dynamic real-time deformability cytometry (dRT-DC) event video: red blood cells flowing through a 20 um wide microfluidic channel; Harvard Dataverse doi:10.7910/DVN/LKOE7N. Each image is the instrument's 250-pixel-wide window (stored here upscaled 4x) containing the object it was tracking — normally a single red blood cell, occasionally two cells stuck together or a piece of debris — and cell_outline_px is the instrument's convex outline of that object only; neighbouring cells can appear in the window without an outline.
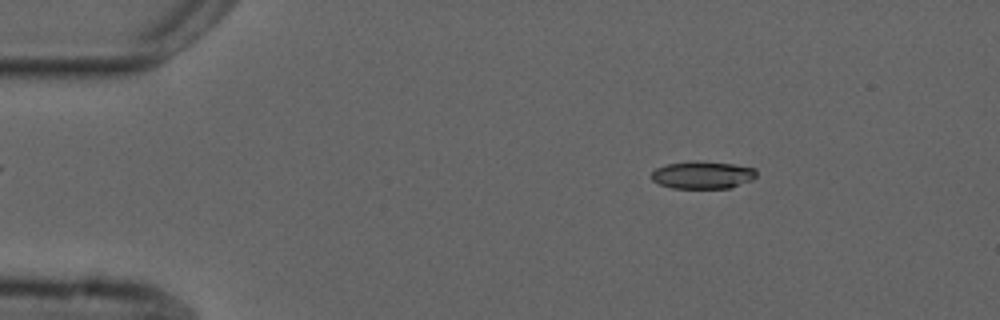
{"species": "common noctule bat (a hibernating species)", "species_latin": "Nyctalus noctula", "temperature_condition": "cold", "stored_images_in_passage": 54, "camera_frame_rate_fps": 3000, "um_per_image_px": 0.085, "animal": {"sex": "male", "forearm_length_mm": 52.5}, "frame": {"image": 1, "passage_image": 8, "time_ms": 2.333, "image_size_px": [1000, 320], "cell_outline_px": [[756, 176], [752, 180], [732, 188], [672, 188], [660, 184], [652, 180], [652, 172], [656, 168], [668, 164], [692, 160], [696, 160], [732, 164], [756, 168]], "centroid_in_image_um": [59.74, 14.87], "position_along_channel_um": 25.3, "area_um2": 16.94}}
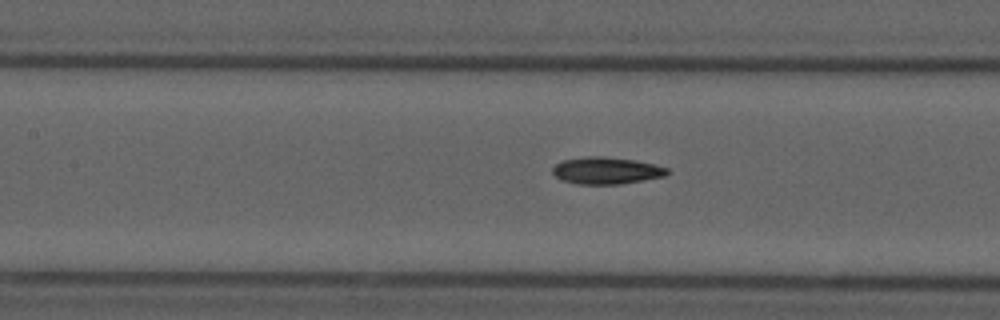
{"frame": {"image": 2, "passage_image": 24, "time_ms": 7.667, "image_size_px": [1000, 320], "cell_outline_px": [[672, 172], [664, 176], [644, 180], [620, 184], [576, 184], [564, 180], [556, 176], [552, 172], [552, 168], [556, 164], [564, 160], [588, 156], [600, 156], [632, 160], [652, 164], [668, 168]], "centroid_in_image_um": [51.55, 14.51], "position_along_channel_um": 155.8, "area_um2": 17.8}}
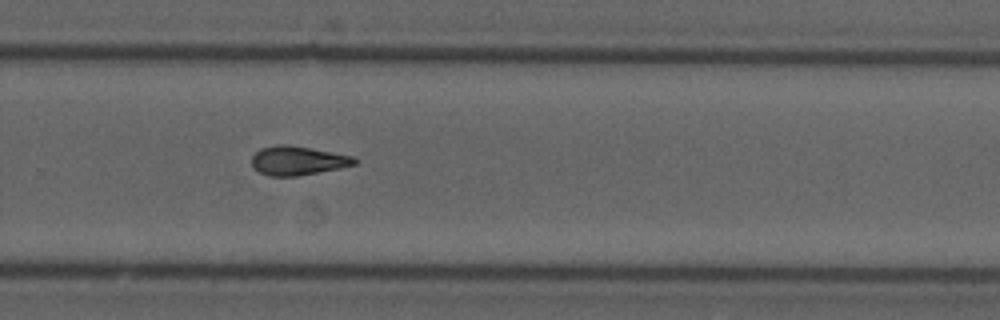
{"frame": {"image": 3, "passage_image": 36, "time_ms": 11.667, "image_size_px": [1000, 320], "cell_outline_px": [[360, 160], [356, 164], [340, 168], [296, 176], [268, 176], [260, 172], [252, 164], [252, 156], [260, 148], [280, 144], [288, 144], [332, 152], [352, 156]], "centroid_in_image_um": [25.32, 13.65], "position_along_channel_um": 304.5, "area_um2": 17.28}, "authors_computed_cell_mechanics": {"area_um2": 17.1377, "velocity_mm_per_s": 3.734, "shape_relaxation_time_tau1_ms": 7.7164, "shape_relaxation_time_tau2_ms": 7.4122, "deformation_change_tau1": 0.1696, "deformation_change_tau2": 0.1657}}